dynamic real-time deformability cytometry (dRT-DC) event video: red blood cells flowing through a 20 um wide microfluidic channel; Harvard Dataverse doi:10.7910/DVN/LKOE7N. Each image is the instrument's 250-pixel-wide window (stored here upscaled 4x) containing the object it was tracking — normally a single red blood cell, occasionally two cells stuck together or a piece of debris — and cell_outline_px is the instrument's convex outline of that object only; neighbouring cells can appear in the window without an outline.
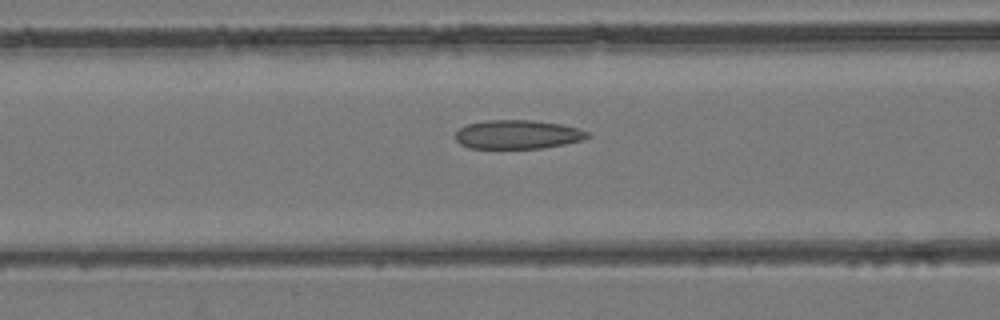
{"species": "common noctule bat (a hibernating species)", "species_latin": "Nyctalus noctula", "temperature_condition": "room temperature", "stored_images_in_passage": 41, "camera_frame_rate_fps": 3000, "um_per_image_px": 0.085, "animal": {"sex": "female", "body_mass_g": 24.6, "forearm_length_mm": 56.2}, "frame": {"image": 1, "passage_image": 13, "time_ms": 4.0, "image_size_px": [1000, 320], "cell_outline_px": [[592, 136], [584, 140], [544, 148], [468, 148], [460, 144], [456, 140], [456, 132], [460, 128], [468, 124], [484, 120], [532, 120], [560, 124], [580, 128], [588, 132]], "centroid_in_image_um": [44.03, 11.43], "position_along_channel_um": 122.6, "area_um2": 22.37}}
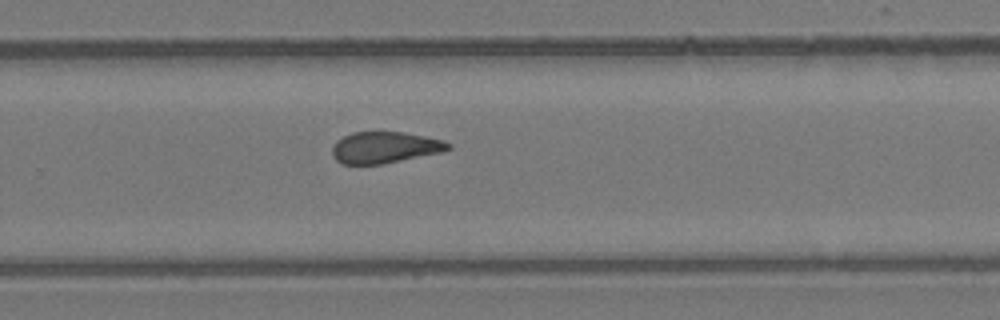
{"frame": {"image": 2, "passage_image": 25, "time_ms": 8.0, "image_size_px": [1000, 320], "cell_outline_px": [[452, 148], [440, 152], [384, 164], [340, 164], [332, 156], [332, 148], [336, 140], [352, 132], [404, 132], [444, 140], [452, 144]], "centroid_in_image_um": [32.69, 12.53], "position_along_channel_um": 297.1, "area_um2": 21.33}}
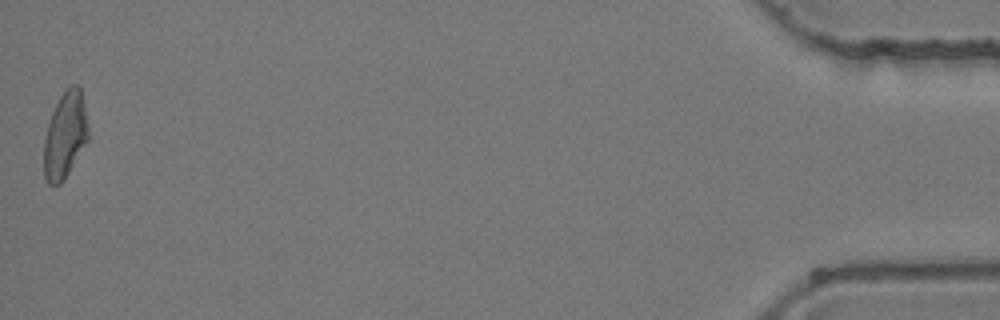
{"frame": {"image": 3, "passage_image": 41, "time_ms": 13.333, "image_size_px": [1000, 320], "cell_outline_px": [[88, 140], [64, 180], [60, 184], [48, 184], [44, 176], [44, 140], [48, 124], [52, 112], [60, 96], [68, 84], [76, 84], [80, 88], [84, 104], [88, 124]], "centroid_in_image_um": [5.53, 11.48], "position_along_channel_um": 429.7, "area_um2": 22.31}}